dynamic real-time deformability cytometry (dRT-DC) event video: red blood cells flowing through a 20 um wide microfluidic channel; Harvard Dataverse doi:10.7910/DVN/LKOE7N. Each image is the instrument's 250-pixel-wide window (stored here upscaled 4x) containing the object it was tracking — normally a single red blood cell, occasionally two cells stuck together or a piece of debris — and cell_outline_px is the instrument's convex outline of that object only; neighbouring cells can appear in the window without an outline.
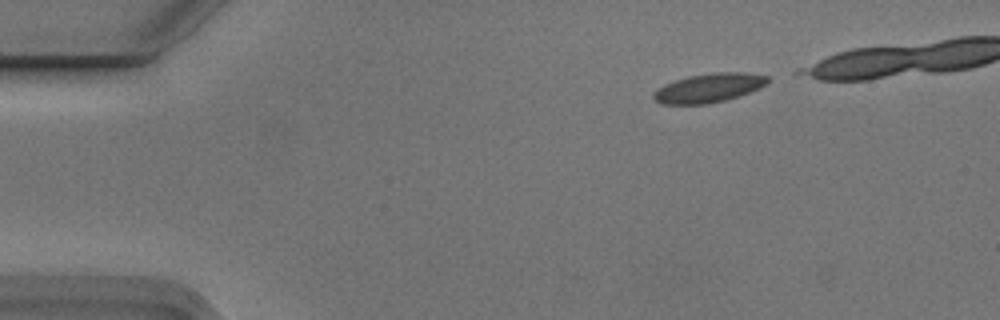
{"species": "Egyptian fruit bat (a non-hibernating species)", "species_latin": "Rousettus aegyptiacus", "temperature_condition": "cold", "stored_images_in_passage": 6, "camera_frame_rate_fps": 3000, "um_per_image_px": 0.085, "animal": {"sex": "male"}, "frame": {"image": 1, "passage_image": 1, "time_ms": 0.0, "image_size_px": [1000, 320], "cell_outline_px": [[768, 80], [760, 88], [724, 100], [708, 104], [660, 104], [652, 96], [652, 92], [664, 84], [688, 76], [716, 72], [744, 72], [768, 76]], "centroid_in_image_um": [60.2, 7.47], "position_along_channel_um": 24.8, "area_um2": 19.07}}
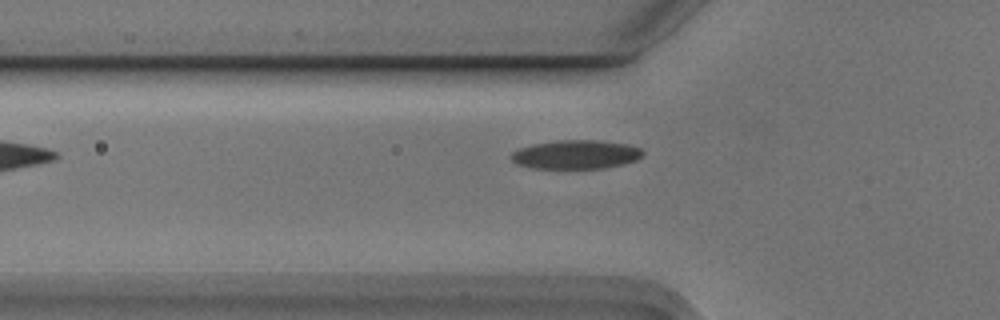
{"frame": {"image": 2, "passage_image": 6, "time_ms": 1.667, "image_size_px": [1000, 320], "cell_outline_px": [[644, 152], [636, 160], [624, 164], [604, 168], [532, 168], [516, 164], [512, 160], [512, 152], [520, 148], [532, 144], [556, 140], [600, 140], [628, 144], [640, 148]], "centroid_in_image_um": [48.95, 13.12], "position_along_channel_um": 76.8, "area_um2": 22.14}}